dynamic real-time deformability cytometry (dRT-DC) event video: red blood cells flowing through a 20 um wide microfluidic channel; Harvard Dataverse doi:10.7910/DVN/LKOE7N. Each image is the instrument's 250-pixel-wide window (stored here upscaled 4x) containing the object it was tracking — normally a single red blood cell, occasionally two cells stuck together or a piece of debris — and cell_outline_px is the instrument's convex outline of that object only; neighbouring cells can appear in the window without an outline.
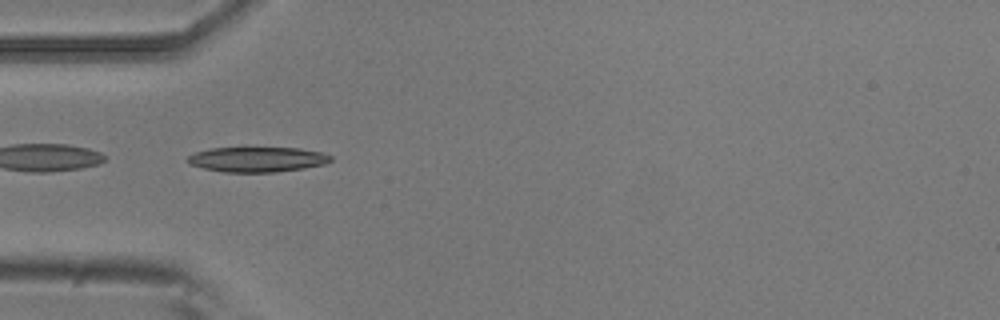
{"species": "common noctule bat (a hibernating species)", "species_latin": "Nyctalus noctula", "temperature_condition": "room temperature", "stored_images_in_passage": 6, "camera_frame_rate_fps": 3000, "um_per_image_px": 0.085, "animal": {"sex": "male", "body_mass_g": 20.5, "forearm_length_mm": 52.5}, "frame": {"image": 1, "passage_image": 5, "time_ms": 1.333, "image_size_px": [1000, 320], "cell_outline_px": [[332, 160], [324, 164], [304, 168], [276, 172], [224, 172], [204, 168], [188, 164], [184, 160], [188, 156], [196, 152], [208, 148], [300, 148], [320, 152], [332, 156]], "centroid_in_image_um": [21.83, 13.55], "position_along_channel_um": 63.2, "area_um2": 20.92}}